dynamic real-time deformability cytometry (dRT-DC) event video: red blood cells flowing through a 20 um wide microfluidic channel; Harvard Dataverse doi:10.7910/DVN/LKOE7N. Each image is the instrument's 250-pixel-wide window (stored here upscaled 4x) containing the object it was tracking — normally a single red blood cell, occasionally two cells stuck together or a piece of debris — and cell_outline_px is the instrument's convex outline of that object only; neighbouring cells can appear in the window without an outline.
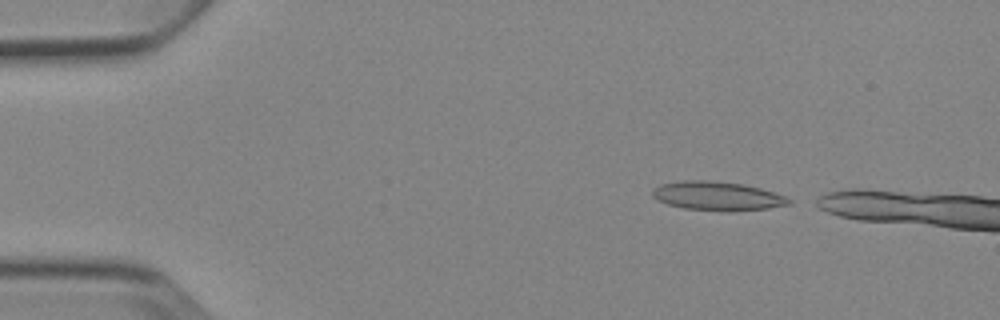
{"species": "Egyptian fruit bat (a non-hibernating species)", "species_latin": "Rousettus aegyptiacus", "temperature_condition": "cold", "stored_images_in_passage": 2, "camera_frame_rate_fps": 3000, "um_per_image_px": 0.085, "animal": {"sex": "female"}, "frame": {"image": 1, "passage_image": 1, "time_ms": 0.0, "image_size_px": [1000, 320], "cell_outline_px": [[792, 204], [768, 208], [732, 212], [728, 212], [684, 208], [668, 204], [656, 200], [652, 196], [652, 188], [660, 184], [680, 180], [708, 180], [744, 184], [760, 188], [784, 196], [792, 200]], "centroid_in_image_um": [60.95, 16.66], "position_along_channel_um": 24.1, "area_um2": 23.24}}